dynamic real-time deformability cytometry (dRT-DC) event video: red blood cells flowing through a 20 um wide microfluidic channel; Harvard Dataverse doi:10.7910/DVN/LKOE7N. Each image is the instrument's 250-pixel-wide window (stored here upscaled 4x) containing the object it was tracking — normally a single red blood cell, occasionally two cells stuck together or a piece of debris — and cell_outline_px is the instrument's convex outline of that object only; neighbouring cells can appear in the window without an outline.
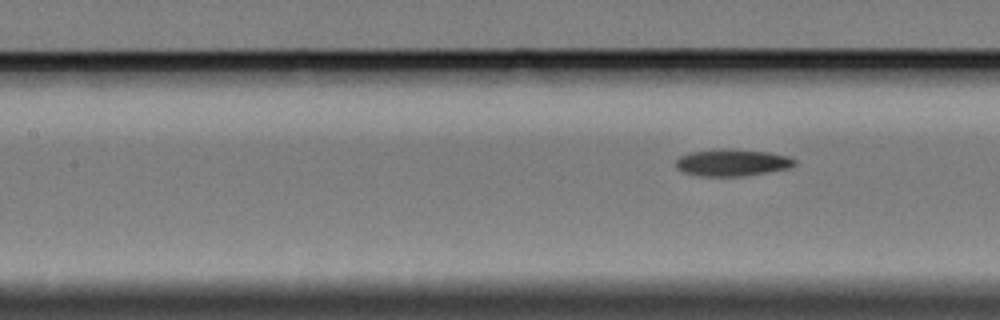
{"species": "Egyptian fruit bat (a non-hibernating species)", "species_latin": "Rousettus aegyptiacus", "temperature_condition": "cold", "stored_images_in_passage": 9, "segment_of_instrument_passage": [2, 2], "camera_frame_rate_fps": 3000, "um_per_image_px": 0.085, "animal": {"sex": "female"}, "frame": {"image": 1, "passage_image": 9, "time_ms": 10.667, "image_size_px": [1000, 320], "cell_outline_px": [[796, 164], [788, 168], [740, 176], [700, 176], [684, 172], [676, 168], [676, 160], [680, 156], [688, 152], [716, 148], [732, 148], [768, 152], [788, 156], [796, 160]], "centroid_in_image_um": [62.19, 13.79], "position_along_channel_um": 145.2, "area_um2": 18.73}}